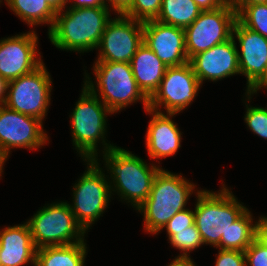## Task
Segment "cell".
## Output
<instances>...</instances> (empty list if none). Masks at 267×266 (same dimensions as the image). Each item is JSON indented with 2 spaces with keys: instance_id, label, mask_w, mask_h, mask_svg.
Masks as SVG:
<instances>
[{
  "instance_id": "obj_1",
  "label": "cell",
  "mask_w": 267,
  "mask_h": 266,
  "mask_svg": "<svg viewBox=\"0 0 267 266\" xmlns=\"http://www.w3.org/2000/svg\"><path fill=\"white\" fill-rule=\"evenodd\" d=\"M61 12L56 13L53 26L48 31L51 43L61 50L85 52L97 49L111 20L109 7H69Z\"/></svg>"
},
{
  "instance_id": "obj_2",
  "label": "cell",
  "mask_w": 267,
  "mask_h": 266,
  "mask_svg": "<svg viewBox=\"0 0 267 266\" xmlns=\"http://www.w3.org/2000/svg\"><path fill=\"white\" fill-rule=\"evenodd\" d=\"M83 91L80 100L76 103V107L71 115L72 138L73 143L83 156L84 161L94 160L97 155V143L102 139L104 151L107 152L114 145L105 142L104 134H106V113H113L106 105L100 101L96 92V87L90 81V77L86 75Z\"/></svg>"
},
{
  "instance_id": "obj_3",
  "label": "cell",
  "mask_w": 267,
  "mask_h": 266,
  "mask_svg": "<svg viewBox=\"0 0 267 266\" xmlns=\"http://www.w3.org/2000/svg\"><path fill=\"white\" fill-rule=\"evenodd\" d=\"M196 185L180 175L161 169L152 185L149 196L137 209L144 213L145 230L157 234L185 205Z\"/></svg>"
},
{
  "instance_id": "obj_4",
  "label": "cell",
  "mask_w": 267,
  "mask_h": 266,
  "mask_svg": "<svg viewBox=\"0 0 267 266\" xmlns=\"http://www.w3.org/2000/svg\"><path fill=\"white\" fill-rule=\"evenodd\" d=\"M103 154L115 185L111 190L117 191L121 198L138 209L149 196L154 178L161 168L150 167L132 152L116 146Z\"/></svg>"
},
{
  "instance_id": "obj_5",
  "label": "cell",
  "mask_w": 267,
  "mask_h": 266,
  "mask_svg": "<svg viewBox=\"0 0 267 266\" xmlns=\"http://www.w3.org/2000/svg\"><path fill=\"white\" fill-rule=\"evenodd\" d=\"M223 185L219 193L201 190L197 192L194 211L195 225L204 244L217 246L221 237L247 208Z\"/></svg>"
},
{
  "instance_id": "obj_6",
  "label": "cell",
  "mask_w": 267,
  "mask_h": 266,
  "mask_svg": "<svg viewBox=\"0 0 267 266\" xmlns=\"http://www.w3.org/2000/svg\"><path fill=\"white\" fill-rule=\"evenodd\" d=\"M27 223L37 249L81 242L86 232L67 202L44 206Z\"/></svg>"
},
{
  "instance_id": "obj_7",
  "label": "cell",
  "mask_w": 267,
  "mask_h": 266,
  "mask_svg": "<svg viewBox=\"0 0 267 266\" xmlns=\"http://www.w3.org/2000/svg\"><path fill=\"white\" fill-rule=\"evenodd\" d=\"M93 68L102 103L113 113L137 100H142L145 110L149 108V99L137 86L130 63L96 62Z\"/></svg>"
},
{
  "instance_id": "obj_8",
  "label": "cell",
  "mask_w": 267,
  "mask_h": 266,
  "mask_svg": "<svg viewBox=\"0 0 267 266\" xmlns=\"http://www.w3.org/2000/svg\"><path fill=\"white\" fill-rule=\"evenodd\" d=\"M236 20L237 12L229 1L217 9L201 11L199 16L184 28L188 59L231 39Z\"/></svg>"
},
{
  "instance_id": "obj_9",
  "label": "cell",
  "mask_w": 267,
  "mask_h": 266,
  "mask_svg": "<svg viewBox=\"0 0 267 266\" xmlns=\"http://www.w3.org/2000/svg\"><path fill=\"white\" fill-rule=\"evenodd\" d=\"M97 160H87V171L73 189L74 204H69L77 222L85 231L102 215L112 192V186L99 168Z\"/></svg>"
},
{
  "instance_id": "obj_10",
  "label": "cell",
  "mask_w": 267,
  "mask_h": 266,
  "mask_svg": "<svg viewBox=\"0 0 267 266\" xmlns=\"http://www.w3.org/2000/svg\"><path fill=\"white\" fill-rule=\"evenodd\" d=\"M42 63L33 72L8 81L5 106L42 121L51 93V78Z\"/></svg>"
},
{
  "instance_id": "obj_11",
  "label": "cell",
  "mask_w": 267,
  "mask_h": 266,
  "mask_svg": "<svg viewBox=\"0 0 267 266\" xmlns=\"http://www.w3.org/2000/svg\"><path fill=\"white\" fill-rule=\"evenodd\" d=\"M200 86L190 62L168 67L158 90L149 99L148 109L158 112V107L164 105L167 113L177 114L191 104Z\"/></svg>"
},
{
  "instance_id": "obj_12",
  "label": "cell",
  "mask_w": 267,
  "mask_h": 266,
  "mask_svg": "<svg viewBox=\"0 0 267 266\" xmlns=\"http://www.w3.org/2000/svg\"><path fill=\"white\" fill-rule=\"evenodd\" d=\"M143 42V22L120 15L106 25L97 47L100 53L96 62L130 63Z\"/></svg>"
},
{
  "instance_id": "obj_13",
  "label": "cell",
  "mask_w": 267,
  "mask_h": 266,
  "mask_svg": "<svg viewBox=\"0 0 267 266\" xmlns=\"http://www.w3.org/2000/svg\"><path fill=\"white\" fill-rule=\"evenodd\" d=\"M42 121L0 105V159L5 162L12 148L36 149L46 144Z\"/></svg>"
},
{
  "instance_id": "obj_14",
  "label": "cell",
  "mask_w": 267,
  "mask_h": 266,
  "mask_svg": "<svg viewBox=\"0 0 267 266\" xmlns=\"http://www.w3.org/2000/svg\"><path fill=\"white\" fill-rule=\"evenodd\" d=\"M35 31L0 40V76L11 81L29 74L43 62L37 59Z\"/></svg>"
},
{
  "instance_id": "obj_15",
  "label": "cell",
  "mask_w": 267,
  "mask_h": 266,
  "mask_svg": "<svg viewBox=\"0 0 267 266\" xmlns=\"http://www.w3.org/2000/svg\"><path fill=\"white\" fill-rule=\"evenodd\" d=\"M143 41L167 67L189 62L184 28L157 20L146 21L143 22Z\"/></svg>"
},
{
  "instance_id": "obj_16",
  "label": "cell",
  "mask_w": 267,
  "mask_h": 266,
  "mask_svg": "<svg viewBox=\"0 0 267 266\" xmlns=\"http://www.w3.org/2000/svg\"><path fill=\"white\" fill-rule=\"evenodd\" d=\"M189 62L200 84L203 80L217 81L240 74L238 50L233 37L194 55Z\"/></svg>"
},
{
  "instance_id": "obj_17",
  "label": "cell",
  "mask_w": 267,
  "mask_h": 266,
  "mask_svg": "<svg viewBox=\"0 0 267 266\" xmlns=\"http://www.w3.org/2000/svg\"><path fill=\"white\" fill-rule=\"evenodd\" d=\"M232 37H237L241 53L238 50L239 71L247 77L249 89L264 75L267 66V38L250 30L236 20ZM236 35V36H234Z\"/></svg>"
},
{
  "instance_id": "obj_18",
  "label": "cell",
  "mask_w": 267,
  "mask_h": 266,
  "mask_svg": "<svg viewBox=\"0 0 267 266\" xmlns=\"http://www.w3.org/2000/svg\"><path fill=\"white\" fill-rule=\"evenodd\" d=\"M146 111L152 114L145 139L150 158L173 156L181 147V132L174 124L175 122L170 119L175 114L165 115L160 110L157 112L151 109Z\"/></svg>"
},
{
  "instance_id": "obj_19",
  "label": "cell",
  "mask_w": 267,
  "mask_h": 266,
  "mask_svg": "<svg viewBox=\"0 0 267 266\" xmlns=\"http://www.w3.org/2000/svg\"><path fill=\"white\" fill-rule=\"evenodd\" d=\"M0 231V266H35L36 250L28 223Z\"/></svg>"
},
{
  "instance_id": "obj_20",
  "label": "cell",
  "mask_w": 267,
  "mask_h": 266,
  "mask_svg": "<svg viewBox=\"0 0 267 266\" xmlns=\"http://www.w3.org/2000/svg\"><path fill=\"white\" fill-rule=\"evenodd\" d=\"M137 86L150 99L158 90L167 66L143 42L130 61Z\"/></svg>"
},
{
  "instance_id": "obj_21",
  "label": "cell",
  "mask_w": 267,
  "mask_h": 266,
  "mask_svg": "<svg viewBox=\"0 0 267 266\" xmlns=\"http://www.w3.org/2000/svg\"><path fill=\"white\" fill-rule=\"evenodd\" d=\"M86 244L83 241L36 250L35 266H84Z\"/></svg>"
},
{
  "instance_id": "obj_22",
  "label": "cell",
  "mask_w": 267,
  "mask_h": 266,
  "mask_svg": "<svg viewBox=\"0 0 267 266\" xmlns=\"http://www.w3.org/2000/svg\"><path fill=\"white\" fill-rule=\"evenodd\" d=\"M252 215L247 209L221 237L216 248L222 250H238L244 252L255 240L256 225L252 224Z\"/></svg>"
},
{
  "instance_id": "obj_23",
  "label": "cell",
  "mask_w": 267,
  "mask_h": 266,
  "mask_svg": "<svg viewBox=\"0 0 267 266\" xmlns=\"http://www.w3.org/2000/svg\"><path fill=\"white\" fill-rule=\"evenodd\" d=\"M201 13L193 0H162L157 21L181 28L189 26Z\"/></svg>"
},
{
  "instance_id": "obj_24",
  "label": "cell",
  "mask_w": 267,
  "mask_h": 266,
  "mask_svg": "<svg viewBox=\"0 0 267 266\" xmlns=\"http://www.w3.org/2000/svg\"><path fill=\"white\" fill-rule=\"evenodd\" d=\"M7 5L30 26L49 23L52 28L56 12L43 0H8Z\"/></svg>"
},
{
  "instance_id": "obj_25",
  "label": "cell",
  "mask_w": 267,
  "mask_h": 266,
  "mask_svg": "<svg viewBox=\"0 0 267 266\" xmlns=\"http://www.w3.org/2000/svg\"><path fill=\"white\" fill-rule=\"evenodd\" d=\"M237 20L243 26L267 38V3L244 6L237 13Z\"/></svg>"
},
{
  "instance_id": "obj_26",
  "label": "cell",
  "mask_w": 267,
  "mask_h": 266,
  "mask_svg": "<svg viewBox=\"0 0 267 266\" xmlns=\"http://www.w3.org/2000/svg\"><path fill=\"white\" fill-rule=\"evenodd\" d=\"M169 240L173 247L183 251V254L177 257L183 259L190 258L188 255L189 251H193L195 248L201 246V244L204 245L195 223L186 229L175 230V235L170 236Z\"/></svg>"
},
{
  "instance_id": "obj_27",
  "label": "cell",
  "mask_w": 267,
  "mask_h": 266,
  "mask_svg": "<svg viewBox=\"0 0 267 266\" xmlns=\"http://www.w3.org/2000/svg\"><path fill=\"white\" fill-rule=\"evenodd\" d=\"M161 7L162 0H133L131 8L124 15L140 22L156 20Z\"/></svg>"
},
{
  "instance_id": "obj_28",
  "label": "cell",
  "mask_w": 267,
  "mask_h": 266,
  "mask_svg": "<svg viewBox=\"0 0 267 266\" xmlns=\"http://www.w3.org/2000/svg\"><path fill=\"white\" fill-rule=\"evenodd\" d=\"M245 122L249 129L258 136L267 139V114L265 108L246 107Z\"/></svg>"
},
{
  "instance_id": "obj_29",
  "label": "cell",
  "mask_w": 267,
  "mask_h": 266,
  "mask_svg": "<svg viewBox=\"0 0 267 266\" xmlns=\"http://www.w3.org/2000/svg\"><path fill=\"white\" fill-rule=\"evenodd\" d=\"M195 223L194 212L185 209L176 213L165 225L168 237L175 235V230L186 229Z\"/></svg>"
},
{
  "instance_id": "obj_30",
  "label": "cell",
  "mask_w": 267,
  "mask_h": 266,
  "mask_svg": "<svg viewBox=\"0 0 267 266\" xmlns=\"http://www.w3.org/2000/svg\"><path fill=\"white\" fill-rule=\"evenodd\" d=\"M244 254L246 266H267V248L256 239L244 251Z\"/></svg>"
},
{
  "instance_id": "obj_31",
  "label": "cell",
  "mask_w": 267,
  "mask_h": 266,
  "mask_svg": "<svg viewBox=\"0 0 267 266\" xmlns=\"http://www.w3.org/2000/svg\"><path fill=\"white\" fill-rule=\"evenodd\" d=\"M215 266H246L245 254L238 250L219 249Z\"/></svg>"
},
{
  "instance_id": "obj_32",
  "label": "cell",
  "mask_w": 267,
  "mask_h": 266,
  "mask_svg": "<svg viewBox=\"0 0 267 266\" xmlns=\"http://www.w3.org/2000/svg\"><path fill=\"white\" fill-rule=\"evenodd\" d=\"M256 224L255 239L267 248V217H260Z\"/></svg>"
},
{
  "instance_id": "obj_33",
  "label": "cell",
  "mask_w": 267,
  "mask_h": 266,
  "mask_svg": "<svg viewBox=\"0 0 267 266\" xmlns=\"http://www.w3.org/2000/svg\"><path fill=\"white\" fill-rule=\"evenodd\" d=\"M107 0H103L104 5L107 7ZM133 0H108L107 2H110L111 7L118 15H124L132 5Z\"/></svg>"
},
{
  "instance_id": "obj_34",
  "label": "cell",
  "mask_w": 267,
  "mask_h": 266,
  "mask_svg": "<svg viewBox=\"0 0 267 266\" xmlns=\"http://www.w3.org/2000/svg\"><path fill=\"white\" fill-rule=\"evenodd\" d=\"M201 11L217 9L224 6L229 0H193Z\"/></svg>"
},
{
  "instance_id": "obj_35",
  "label": "cell",
  "mask_w": 267,
  "mask_h": 266,
  "mask_svg": "<svg viewBox=\"0 0 267 266\" xmlns=\"http://www.w3.org/2000/svg\"><path fill=\"white\" fill-rule=\"evenodd\" d=\"M229 3L238 13L246 5L267 3V0H229Z\"/></svg>"
},
{
  "instance_id": "obj_36",
  "label": "cell",
  "mask_w": 267,
  "mask_h": 266,
  "mask_svg": "<svg viewBox=\"0 0 267 266\" xmlns=\"http://www.w3.org/2000/svg\"><path fill=\"white\" fill-rule=\"evenodd\" d=\"M69 0H66V3ZM103 0H75L71 7L82 8V7H98L103 6Z\"/></svg>"
},
{
  "instance_id": "obj_37",
  "label": "cell",
  "mask_w": 267,
  "mask_h": 266,
  "mask_svg": "<svg viewBox=\"0 0 267 266\" xmlns=\"http://www.w3.org/2000/svg\"><path fill=\"white\" fill-rule=\"evenodd\" d=\"M261 87H266L267 89V66L264 75L249 89L247 93L248 99H250L251 94L257 93V90Z\"/></svg>"
},
{
  "instance_id": "obj_38",
  "label": "cell",
  "mask_w": 267,
  "mask_h": 266,
  "mask_svg": "<svg viewBox=\"0 0 267 266\" xmlns=\"http://www.w3.org/2000/svg\"><path fill=\"white\" fill-rule=\"evenodd\" d=\"M45 1L56 13L59 11H64L66 6V0H43Z\"/></svg>"
},
{
  "instance_id": "obj_39",
  "label": "cell",
  "mask_w": 267,
  "mask_h": 266,
  "mask_svg": "<svg viewBox=\"0 0 267 266\" xmlns=\"http://www.w3.org/2000/svg\"><path fill=\"white\" fill-rule=\"evenodd\" d=\"M8 81L0 76V105H4L6 101V96L5 94L8 90Z\"/></svg>"
},
{
  "instance_id": "obj_40",
  "label": "cell",
  "mask_w": 267,
  "mask_h": 266,
  "mask_svg": "<svg viewBox=\"0 0 267 266\" xmlns=\"http://www.w3.org/2000/svg\"><path fill=\"white\" fill-rule=\"evenodd\" d=\"M168 266H195V264L191 260V258H187V259L176 258Z\"/></svg>"
},
{
  "instance_id": "obj_41",
  "label": "cell",
  "mask_w": 267,
  "mask_h": 266,
  "mask_svg": "<svg viewBox=\"0 0 267 266\" xmlns=\"http://www.w3.org/2000/svg\"><path fill=\"white\" fill-rule=\"evenodd\" d=\"M4 162L0 159V177H1V172H2V168H3Z\"/></svg>"
}]
</instances>
